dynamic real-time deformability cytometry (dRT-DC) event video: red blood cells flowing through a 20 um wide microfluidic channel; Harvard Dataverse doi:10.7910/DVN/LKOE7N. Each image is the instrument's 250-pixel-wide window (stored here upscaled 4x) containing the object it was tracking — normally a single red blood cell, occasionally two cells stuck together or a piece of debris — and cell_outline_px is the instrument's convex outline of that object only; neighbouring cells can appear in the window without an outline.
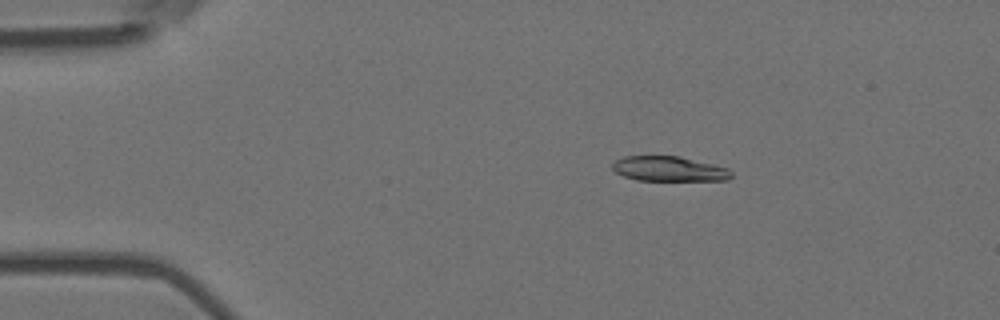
{"species": "Egyptian fruit bat (a non-hibernating species)", "species_latin": "Rousettus aegyptiacus", "temperature_condition": "room temperature", "stored_images_in_passage": 56, "camera_frame_rate_fps": 3000, "um_per_image_px": 0.085, "animal": {"sex": "female"}, "frame": {"image": 1, "passage_image": 10, "time_ms": 3.0, "image_size_px": [1000, 320], "cell_outline_px": [[732, 176], [728, 180], [636, 180], [624, 176], [616, 172], [612, 168], [612, 164], [616, 160], [624, 156], [680, 156], [728, 168], [732, 172]], "centroid_in_image_um": [56.87, 14.35], "position_along_channel_um": 28.1, "area_um2": 17.17}}
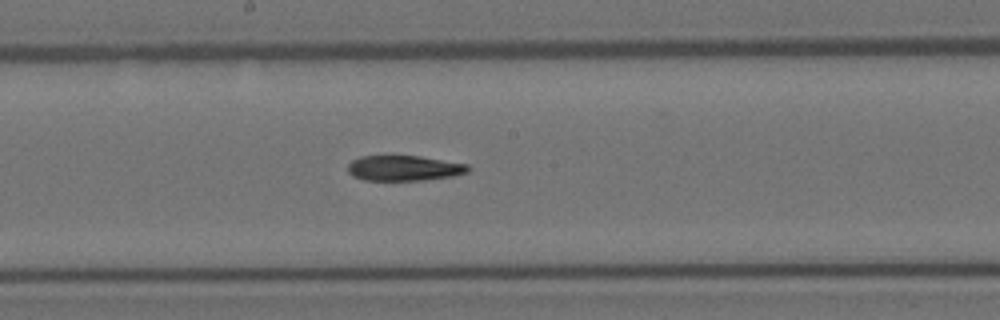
{"frame": {"image": 2, "passage_image": 30, "time_ms": 9.667, "image_size_px": [1000, 320], "cell_outline_px": [[472, 168], [468, 172], [452, 176], [424, 180], [364, 180], [352, 176], [348, 172], [348, 164], [352, 160], [360, 156], [420, 156], [468, 164]], "centroid_in_image_um": [34.35, 14.29], "position_along_channel_um": 213.9, "area_um2": 17.8}}
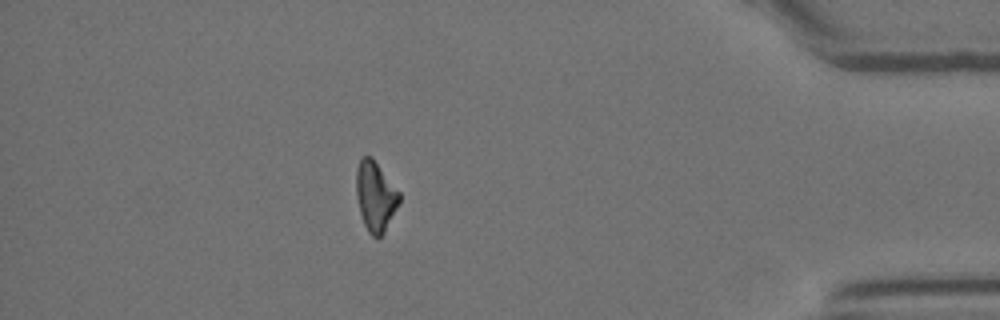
{"frame": {"image": 3, "passage_image": 49, "time_ms": 16.0, "image_size_px": [1000, 320], "cell_outline_px": [[400, 200], [384, 232], [380, 236], [372, 236], [368, 232], [364, 224], [360, 212], [356, 196], [356, 168], [360, 156], [372, 156], [400, 192]], "centroid_in_image_um": [31.89, 16.63], "position_along_channel_um": 403.3, "area_um2": 17.51}, "authors_computed_cell_mechanics": {"area_um2": 18.3226, "velocity_mm_per_s": 3.685, "shape_relaxation_time_tau1_ms": 8.5808, "shape_relaxation_time_tau2_ms": null, "deformation_change_tau1": 0.2008, "deformation_change_tau2": null}}